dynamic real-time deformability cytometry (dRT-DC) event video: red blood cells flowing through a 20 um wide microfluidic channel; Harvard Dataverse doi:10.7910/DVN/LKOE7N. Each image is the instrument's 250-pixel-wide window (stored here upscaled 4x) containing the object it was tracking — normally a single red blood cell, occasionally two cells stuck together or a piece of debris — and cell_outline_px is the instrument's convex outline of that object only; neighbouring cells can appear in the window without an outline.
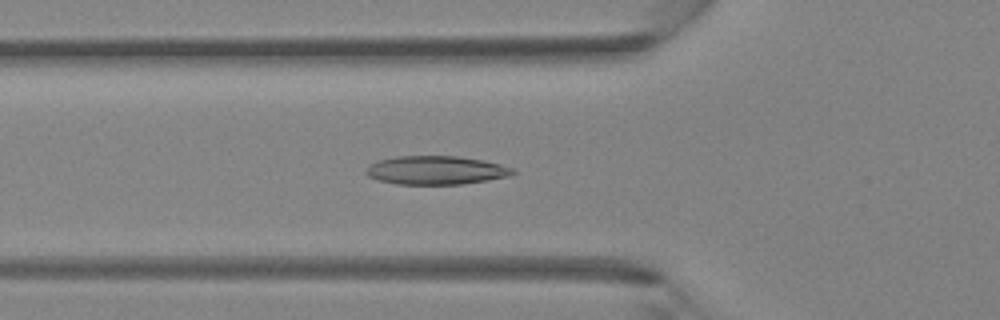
{"species": "Egyptian fruit bat (a non-hibernating species)", "species_latin": "Rousettus aegyptiacus", "temperature_condition": "room temperature", "stored_images_in_passage": 38, "camera_frame_rate_fps": 3000, "um_per_image_px": 0.085, "animal": {"sex": "female"}, "frame": {"image": 1, "passage_image": 10, "time_ms": 3.0, "image_size_px": [1000, 320], "cell_outline_px": [[516, 172], [512, 176], [488, 180], [460, 184], [396, 184], [380, 180], [368, 176], [364, 172], [368, 164], [380, 160], [396, 156], [460, 156], [484, 160], [516, 168]], "centroid_in_image_um": [37.1, 14.46], "position_along_channel_um": 88.7, "area_um2": 24.68}}
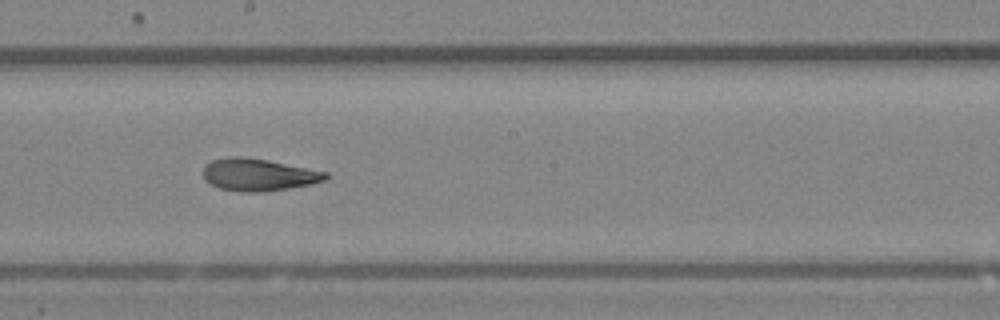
{"frame": {"image": 2, "passage_image": 19, "time_ms": 6.0, "image_size_px": [1000, 320], "cell_outline_px": [[328, 176], [324, 180], [308, 184], [288, 188], [264, 192], [240, 192], [220, 188], [204, 180], [204, 164], [212, 160], [228, 156], [240, 156], [268, 160], [328, 172]], "centroid_in_image_um": [21.93, 14.84], "position_along_channel_um": 226.3, "area_um2": 22.95}}
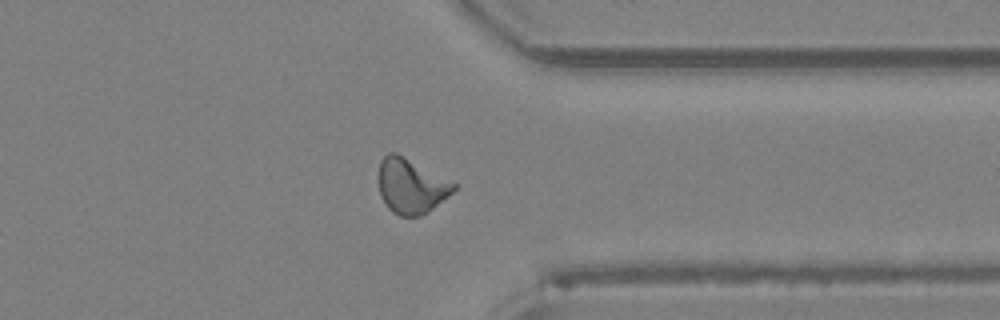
{"frame": {"image": 3, "passage_image": 29, "time_ms": 9.333, "image_size_px": [1000, 320], "cell_outline_px": [[456, 188], [448, 196], [428, 212], [420, 216], [400, 216], [392, 212], [388, 208], [380, 196], [380, 160], [388, 152], [396, 152], [456, 184]], "centroid_in_image_um": [34.93, 15.83], "position_along_channel_um": 376.5, "area_um2": 23.64}}